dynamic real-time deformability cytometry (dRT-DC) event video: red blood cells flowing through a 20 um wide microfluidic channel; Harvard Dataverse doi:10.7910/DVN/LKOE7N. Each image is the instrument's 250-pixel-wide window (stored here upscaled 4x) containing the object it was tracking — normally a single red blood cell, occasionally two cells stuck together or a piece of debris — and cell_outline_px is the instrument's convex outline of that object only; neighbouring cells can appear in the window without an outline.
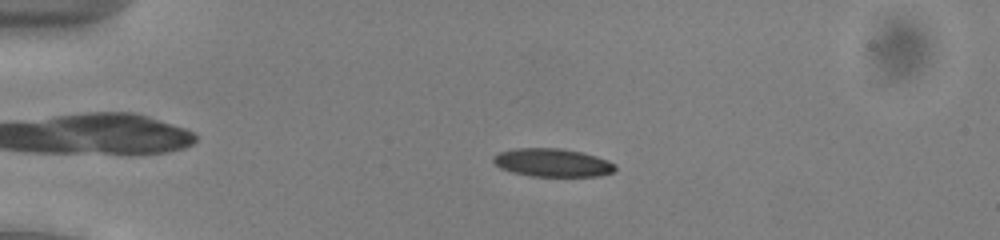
{"species": "common noctule bat (a hibernating species)", "species_latin": "Nyctalus noctula", "temperature_condition": "cold", "stored_images_in_passage": 52, "camera_frame_rate_fps": 3000, "um_per_image_px": 0.085, "animal": {"sex": "male", "body_mass_g": 13.0, "forearm_length_mm": 53.1}, "frame": {"image": 1, "passage_image": 12, "time_ms": 3.667, "image_size_px": [1000, 240], "cell_outline_px": [[616, 168], [612, 172], [600, 176], [532, 176], [512, 172], [500, 168], [492, 160], [492, 156], [500, 152], [516, 148], [560, 148], [580, 152], [596, 156], [608, 160], [616, 164]], "centroid_in_image_um": [46.96, 13.82], "position_along_channel_um": 38.0, "area_um2": 20.0}}
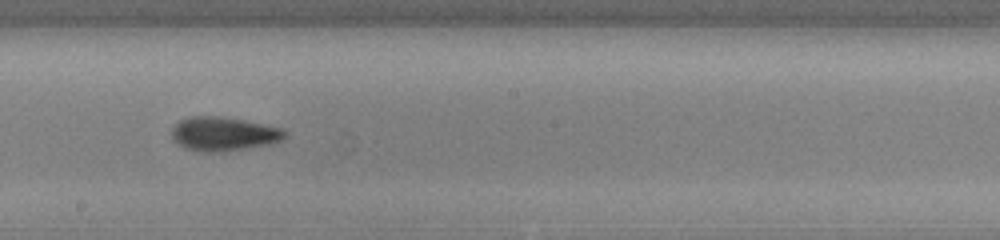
{"frame": {"image": 2, "passage_image": 30, "time_ms": 9.667, "image_size_px": [1000, 240], "cell_outline_px": [[288, 136], [272, 144], [248, 148], [220, 152], [200, 152], [184, 148], [172, 136], [172, 128], [180, 120], [188, 116], [216, 116], [244, 120], [284, 128], [288, 132]], "centroid_in_image_um": [19.05, 11.38], "position_along_channel_um": 229.1, "area_um2": 22.54}}
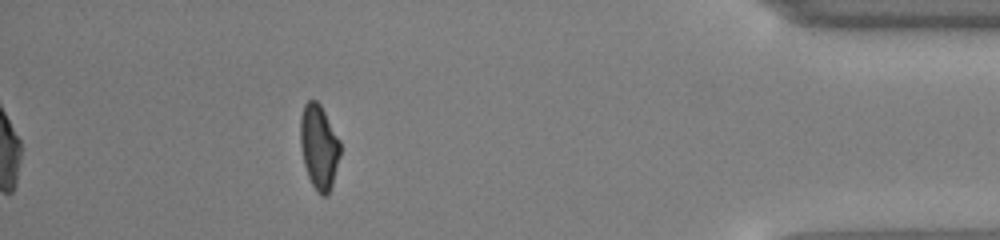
{"frame": {"image": 3, "passage_image": 47, "time_ms": 15.333, "image_size_px": [1000, 240], "cell_outline_px": [[340, 156], [332, 184], [328, 196], [320, 196], [316, 192], [308, 176], [304, 164], [300, 144], [300, 116], [304, 104], [308, 100], [316, 100], [320, 104], [340, 140]], "centroid_in_image_um": [27.1, 12.49], "position_along_channel_um": 408.1, "area_um2": 19.77}, "authors_computed_cell_mechanics": {"area_um2": 20.4034, "velocity_mm_per_s": 3.9547, "shape_relaxation_time_tau1_ms": 3.7028, "shape_relaxation_time_tau2_ms": 5.2801, "deformation_change_tau1": 0.1428, "deformation_change_tau2": 0.1122}}